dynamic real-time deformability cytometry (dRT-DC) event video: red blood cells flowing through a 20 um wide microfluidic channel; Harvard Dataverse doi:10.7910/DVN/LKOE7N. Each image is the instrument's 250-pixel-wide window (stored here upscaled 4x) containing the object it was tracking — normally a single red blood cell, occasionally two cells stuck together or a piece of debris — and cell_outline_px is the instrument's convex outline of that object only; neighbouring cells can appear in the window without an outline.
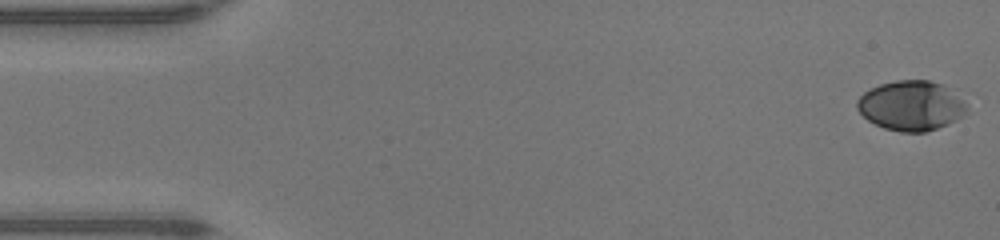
{"species": "human", "species_latin": "Homo sapiens", "temperature_condition": "warm", "stored_images_in_passage": 48, "camera_frame_rate_fps": 3000, "um_per_image_px": 0.085, "donor": {"sex": "male"}, "frame": {"image": 1, "passage_image": 1, "time_ms": 0.0, "image_size_px": [1000, 240], "cell_outline_px": [[968, 112], [964, 116], [948, 124], [924, 132], [900, 132], [884, 128], [868, 120], [856, 108], [856, 100], [864, 92], [880, 84], [896, 80], [928, 80], [944, 84], [968, 104]], "centroid_in_image_um": [77.47, 8.98], "position_along_channel_um": 7.5, "area_um2": 32.02}}
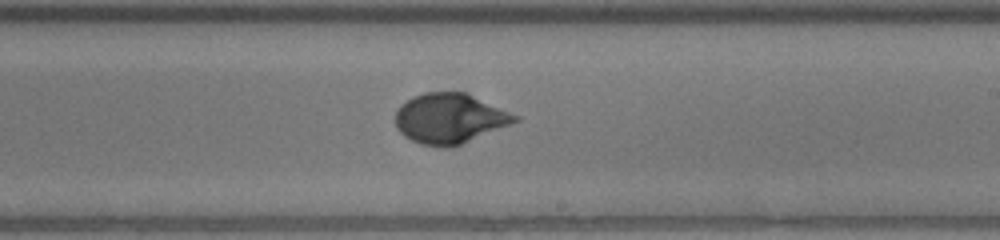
{"frame": {"image": 2, "passage_image": 28, "time_ms": 9.0, "image_size_px": [1000, 240], "cell_outline_px": [[520, 120], [452, 148], [444, 148], [420, 144], [404, 136], [396, 128], [396, 108], [400, 104], [412, 96], [424, 92], [464, 92], [520, 116]], "centroid_in_image_um": [38.19, 10.08], "position_along_channel_um": 250.8, "area_um2": 34.97}}
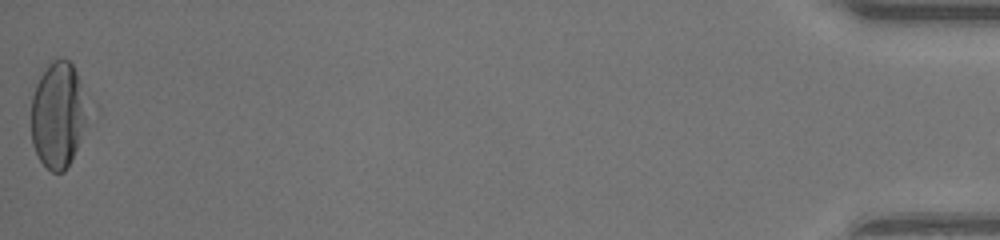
{"frame": {"image": 3, "passage_image": 48, "time_ms": 15.667, "image_size_px": [1000, 240], "cell_outline_px": [[100, 112], [72, 160], [64, 172], [52, 172], [40, 160], [32, 144], [32, 96], [36, 84], [40, 76], [48, 64], [52, 60], [68, 60], [72, 64], [100, 108]], "centroid_in_image_um": [5.19, 9.75], "position_along_channel_um": 430.0, "area_um2": 38.32}, "authors_computed_cell_mechanics": {"area_um2": 33.0038, "velocity_mm_per_s": 4.3203, "shape_relaxation_time_tau1_ms": 4.0517, "shape_relaxation_time_tau2_ms": null, "deformation_change_tau1": 0.1928, "deformation_change_tau2": null}}